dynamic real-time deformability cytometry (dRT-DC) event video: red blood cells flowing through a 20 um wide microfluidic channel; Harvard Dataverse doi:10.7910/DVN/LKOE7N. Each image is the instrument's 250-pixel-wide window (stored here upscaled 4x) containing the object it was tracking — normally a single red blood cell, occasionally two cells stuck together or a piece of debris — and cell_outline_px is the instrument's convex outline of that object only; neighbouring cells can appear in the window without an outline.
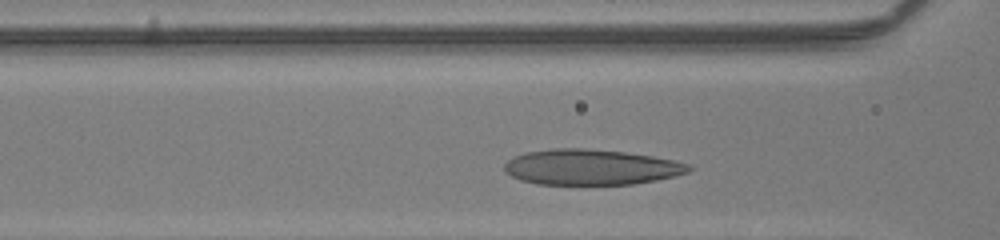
{"species": "human", "species_latin": "Homo sapiens", "temperature_condition": "room temperature", "stored_images_in_passage": 31, "camera_frame_rate_fps": 3000, "um_per_image_px": 0.085, "donor": {"sex": "male"}, "frame": {"image": 1, "passage_image": 10, "time_ms": 3.0, "image_size_px": [1000, 240], "cell_outline_px": [[696, 168], [688, 172], [676, 176], [656, 180], [632, 184], [536, 184], [520, 180], [504, 172], [504, 164], [512, 156], [524, 152], [552, 148], [584, 148], [624, 152], [652, 156], [692, 164]], "centroid_in_image_um": [50.23, 14.2], "position_along_channel_um": 116.4, "area_um2": 38.49}}
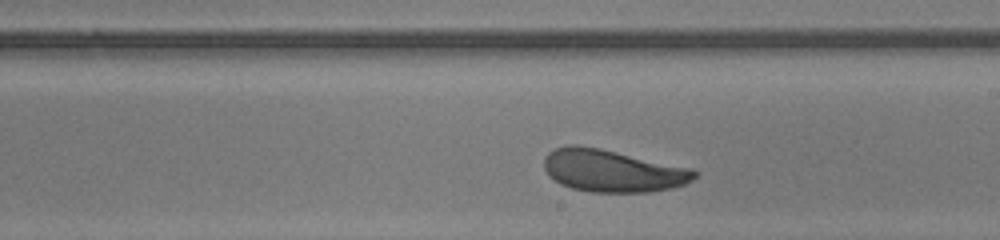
{"frame": {"image": 2, "passage_image": 19, "time_ms": 6.0, "image_size_px": [1000, 240], "cell_outline_px": [[700, 172], [692, 180], [684, 184], [672, 188], [648, 192], [592, 192], [572, 188], [560, 184], [548, 176], [544, 168], [544, 156], [548, 152], [556, 148], [568, 144], [576, 144], [600, 148], [692, 168]], "centroid_in_image_um": [52.04, 14.51], "position_along_channel_um": 237.0, "area_um2": 37.34}}
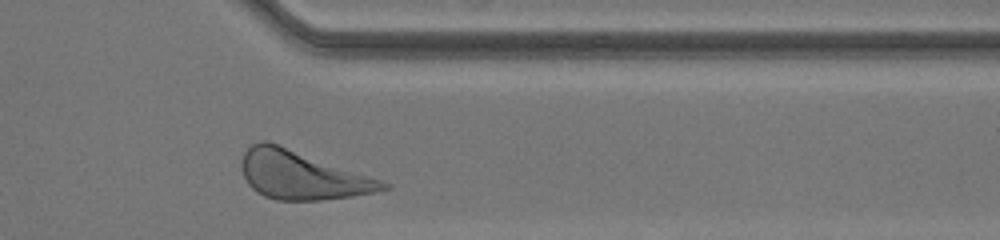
{"frame": {"image": 3, "passage_image": 30, "time_ms": 9.667, "image_size_px": [1000, 240], "cell_outline_px": [[392, 188], [352, 196], [320, 200], [276, 200], [264, 196], [256, 192], [248, 184], [244, 176], [240, 164], [244, 152], [252, 144], [260, 140], [268, 140], [380, 180], [388, 184]], "centroid_in_image_um": [25.59, 14.88], "position_along_channel_um": 385.8, "area_um2": 39.42}, "authors_computed_cell_mechanics": {"area_um2": 37.3388, "velocity_mm_per_s": 4.033, "shape_relaxation_time_tau1_ms": 1.9261, "shape_relaxation_time_tau2_ms": 3.0441, "deformation_change_tau1": 0.1141, "deformation_change_tau2": 0.0922}}